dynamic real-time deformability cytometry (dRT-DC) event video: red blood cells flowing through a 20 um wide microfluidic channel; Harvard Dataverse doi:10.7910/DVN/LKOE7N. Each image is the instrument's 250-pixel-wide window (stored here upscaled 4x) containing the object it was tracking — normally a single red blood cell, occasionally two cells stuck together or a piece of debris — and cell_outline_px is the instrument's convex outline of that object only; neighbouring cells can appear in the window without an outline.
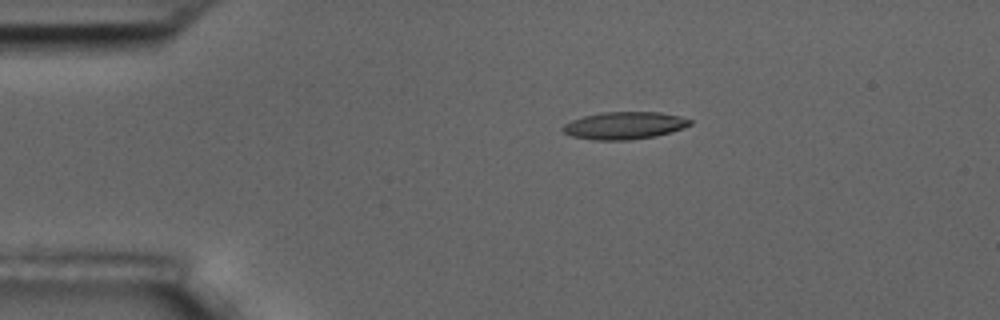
{"species": "common noctule bat (a hibernating species)", "species_latin": "Nyctalus noctula", "temperature_condition": "room temperature", "stored_images_in_passage": 3, "camera_frame_rate_fps": 3000, "um_per_image_px": 0.085, "animal": {"sex": "male", "body_mass_g": 17.5, "forearm_length_mm": 52.3}, "frame": {"image": 1, "passage_image": 2, "time_ms": 1.0, "image_size_px": [1000, 320], "cell_outline_px": [[692, 124], [656, 136], [628, 140], [592, 140], [572, 136], [564, 132], [560, 128], [564, 124], [572, 120], [584, 116], [604, 112], [660, 112], [680, 116], [692, 120]], "centroid_in_image_um": [53.04, 10.67], "position_along_channel_um": 32.0, "area_um2": 20.17}}